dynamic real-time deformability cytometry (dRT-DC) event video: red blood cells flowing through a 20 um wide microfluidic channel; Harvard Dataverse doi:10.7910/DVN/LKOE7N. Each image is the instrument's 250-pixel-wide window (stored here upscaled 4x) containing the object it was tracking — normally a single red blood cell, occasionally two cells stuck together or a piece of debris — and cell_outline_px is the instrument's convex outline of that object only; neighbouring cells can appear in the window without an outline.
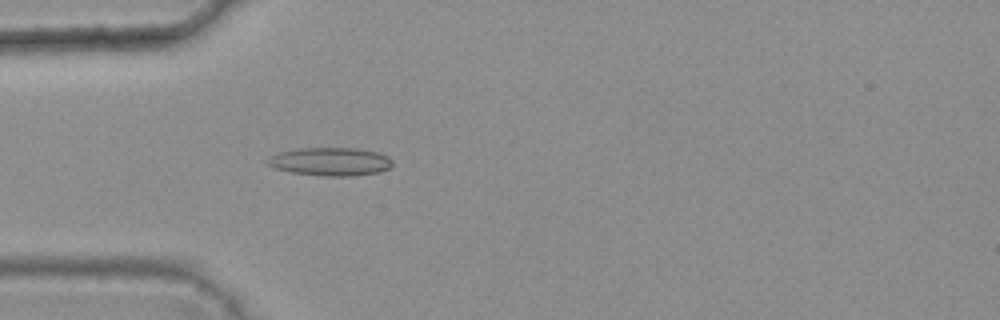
{"species": "common noctule bat (a hibernating species)", "species_latin": "Nyctalus noctula", "temperature_condition": "warm", "stored_images_in_passage": 4, "camera_frame_rate_fps": 3000, "um_per_image_px": 0.085, "animal": {"sex": "female", "body_mass_g": 25.1}, "frame": {"image": 1, "passage_image": 4, "time_ms": 1.0, "image_size_px": [1000, 320], "cell_outline_px": [[392, 164], [388, 168], [380, 172], [356, 176], [324, 176], [292, 172], [276, 168], [268, 164], [264, 160], [268, 156], [280, 152], [300, 148], [356, 148], [376, 152], [388, 156], [392, 160]], "centroid_in_image_um": [28.08, 13.74], "position_along_channel_um": 56.9, "area_um2": 20.58}}